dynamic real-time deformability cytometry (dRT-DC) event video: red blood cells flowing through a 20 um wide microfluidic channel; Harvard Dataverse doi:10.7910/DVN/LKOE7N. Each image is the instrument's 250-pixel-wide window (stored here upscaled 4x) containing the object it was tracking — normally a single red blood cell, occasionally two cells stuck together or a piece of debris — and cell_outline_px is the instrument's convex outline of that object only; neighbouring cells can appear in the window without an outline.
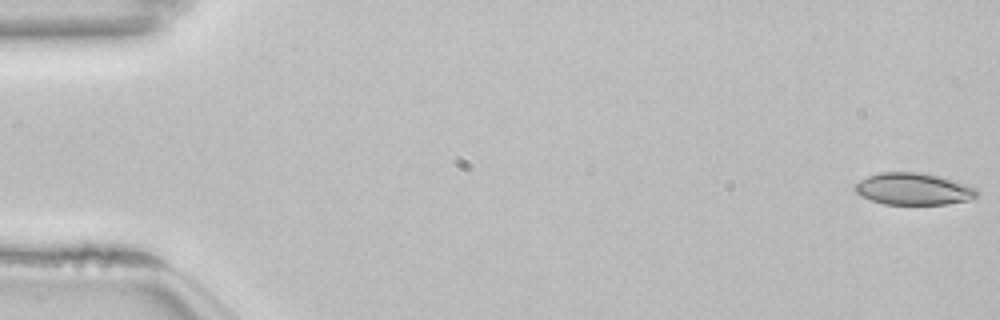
{"species": "common noctule bat (a hibernating species)", "species_latin": "Nyctalus noctula", "temperature_condition": "room temperature", "stored_images_in_passage": 54, "camera_frame_rate_fps": 3000, "um_per_image_px": 0.085, "animal": {"sex": "female", "body_mass_g": 22.7, "forearm_length_mm": 54.2}, "frame": {"image": 1, "passage_image": 1, "time_ms": 0.0, "image_size_px": [1000, 320], "cell_outline_px": [[980, 196], [968, 200], [948, 204], [884, 204], [860, 196], [856, 192], [856, 184], [860, 180], [868, 176], [880, 172], [920, 172], [940, 176], [976, 188], [980, 192]], "centroid_in_image_um": [77.67, 16.06], "position_along_channel_um": 7.3, "area_um2": 22.66}}
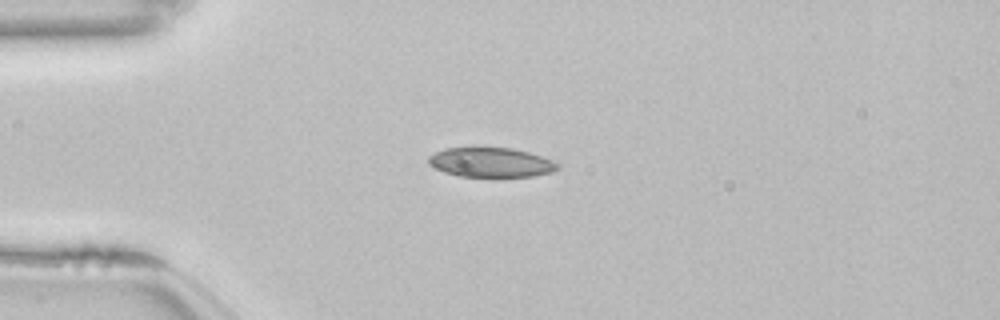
{"frame": {"image": 2, "passage_image": 14, "time_ms": 4.333, "image_size_px": [1000, 320], "cell_outline_px": [[560, 168], [552, 172], [532, 176], [460, 176], [444, 172], [428, 164], [428, 156], [444, 148], [472, 144], [476, 144], [512, 148], [528, 152], [552, 160], [560, 164]], "centroid_in_image_um": [41.68, 13.74], "position_along_channel_um": 43.3, "area_um2": 23.06}}
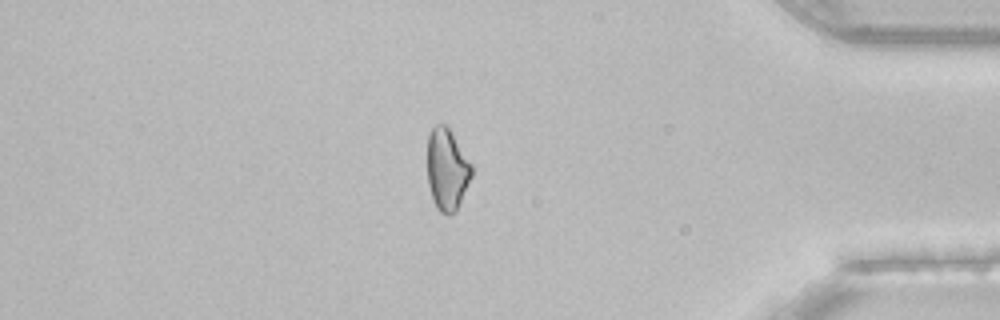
{"frame": {"image": 3, "passage_image": 46, "time_ms": 15.0, "image_size_px": [1000, 320], "cell_outline_px": [[472, 176], [456, 212], [448, 216], [440, 212], [436, 208], [432, 200], [428, 184], [428, 136], [432, 128], [436, 124], [444, 124], [448, 128], [472, 164]], "centroid_in_image_um": [37.99, 14.46], "position_along_channel_um": 397.2, "area_um2": 21.1}, "authors_computed_cell_mechanics": {"area_um2": 22.4264, "velocity_mm_per_s": 3.8572, "shape_relaxation_time_tau1_ms": 8.8429, "shape_relaxation_time_tau2_ms": 3.709, "deformation_change_tau1": 0.1389, "deformation_change_tau2": 0.0786}}